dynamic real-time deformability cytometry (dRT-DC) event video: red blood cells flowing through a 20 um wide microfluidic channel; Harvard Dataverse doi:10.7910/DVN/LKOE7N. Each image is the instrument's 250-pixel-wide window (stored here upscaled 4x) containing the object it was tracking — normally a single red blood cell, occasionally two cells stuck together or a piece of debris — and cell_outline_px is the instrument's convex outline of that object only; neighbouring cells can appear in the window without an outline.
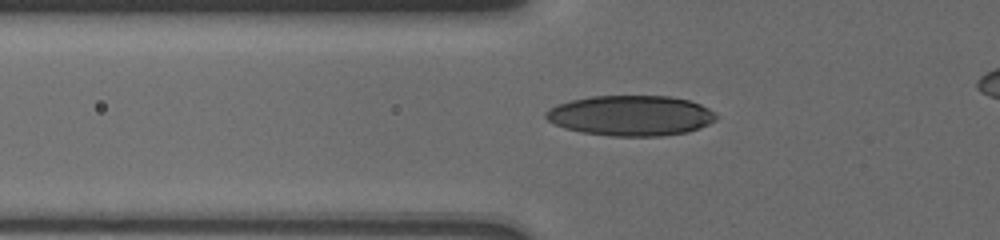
{"species": "human", "species_latin": "Homo sapiens", "temperature_condition": "cold", "stored_images_in_passage": 18, "camera_frame_rate_fps": 3000, "um_per_image_px": 0.085, "donor": {"sex": "male"}, "frame": {"image": 1, "passage_image": 13, "time_ms": 5.0, "image_size_px": [1000, 240], "cell_outline_px": [[716, 120], [700, 128], [688, 132], [660, 136], [612, 136], [580, 132], [564, 128], [548, 120], [544, 116], [544, 112], [548, 108], [556, 104], [572, 100], [592, 96], [668, 96], [688, 100], [700, 104], [708, 108], [716, 116]], "centroid_in_image_um": [53.59, 9.83], "position_along_channel_um": 72.2, "area_um2": 40.06}}
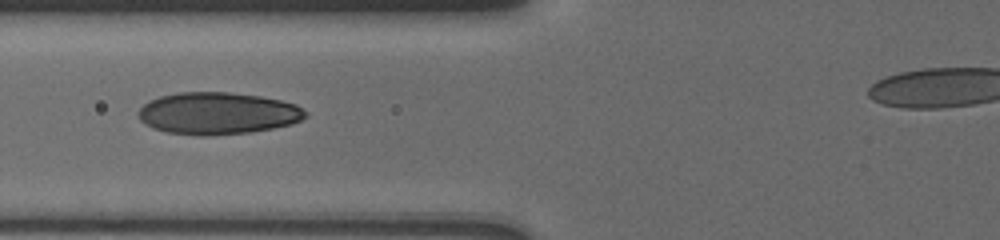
{"frame": {"image": 2, "passage_image": 16, "time_ms": 6.0, "image_size_px": [1000, 240], "cell_outline_px": [[308, 116], [292, 124], [252, 132], [204, 136], [200, 136], [168, 132], [152, 128], [140, 120], [136, 112], [148, 100], [160, 96], [180, 92], [232, 92], [260, 96], [280, 100], [296, 104], [308, 112]], "centroid_in_image_um": [18.5, 9.63], "position_along_channel_um": 107.3, "area_um2": 41.21}}